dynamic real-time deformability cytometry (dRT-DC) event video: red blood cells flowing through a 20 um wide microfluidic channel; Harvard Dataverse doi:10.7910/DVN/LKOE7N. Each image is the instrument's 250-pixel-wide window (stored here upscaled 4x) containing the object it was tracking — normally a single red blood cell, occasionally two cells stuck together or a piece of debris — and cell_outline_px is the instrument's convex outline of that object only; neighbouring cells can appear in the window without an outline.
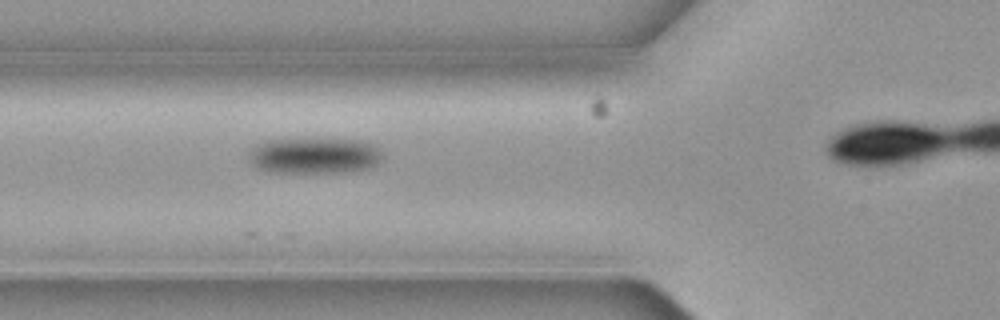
{"species": "common noctule bat (a hibernating species)", "species_latin": "Nyctalus noctula", "temperature_condition": "cold", "stored_images_in_passage": 5, "camera_frame_rate_fps": 3000, "um_per_image_px": 0.085, "animal": {"sex": "female", "body_mass_g": 19.3, "forearm_length_mm": 54.1}, "frame": {"image": 1, "passage_image": 4, "time_ms": 1.0, "image_size_px": [1000, 320], "cell_outline_px": [[380, 156], [376, 164], [368, 168], [340, 172], [268, 172], [256, 168], [248, 160], [248, 152], [256, 144], [268, 140], [360, 140], [372, 144], [376, 148]], "centroid_in_image_um": [26.61, 13.24], "position_along_channel_um": 99.2, "area_um2": 27.46}}